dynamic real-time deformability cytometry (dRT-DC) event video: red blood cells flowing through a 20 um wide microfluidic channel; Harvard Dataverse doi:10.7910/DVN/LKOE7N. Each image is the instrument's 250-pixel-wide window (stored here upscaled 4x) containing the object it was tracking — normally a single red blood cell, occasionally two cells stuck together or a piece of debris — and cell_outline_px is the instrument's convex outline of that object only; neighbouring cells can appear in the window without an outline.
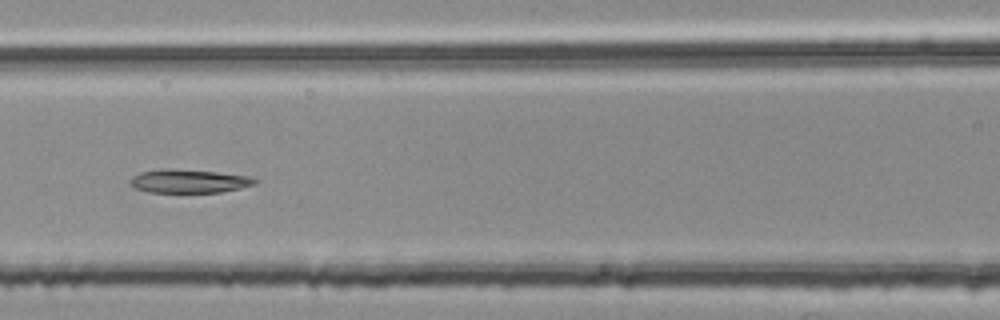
{"species": "common noctule bat (a hibernating species)", "species_latin": "Nyctalus noctula", "temperature_condition": "room temperature", "stored_images_in_passage": 52, "segment_of_instrument_passage": [2, 2], "camera_frame_rate_fps": 3000, "um_per_image_px": 0.085, "animal": {"sex": "female", "body_mass_g": 25.1}, "frame": {"image": 1, "passage_image": 23, "time_ms": 7.333, "image_size_px": [1000, 320], "cell_outline_px": [[260, 180], [256, 184], [240, 188], [220, 192], [148, 192], [136, 188], [128, 184], [128, 180], [132, 176], [140, 172], [216, 172], [248, 176]], "centroid_in_image_um": [16.12, 15.46], "position_along_channel_um": 150.5, "area_um2": 16.01}}
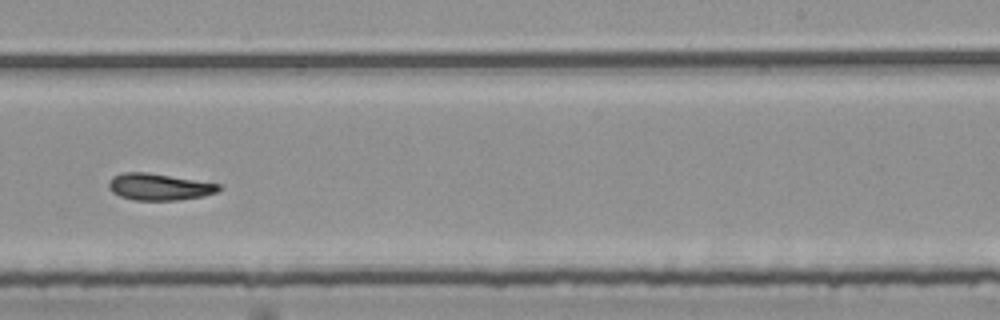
{"frame": {"image": 2, "passage_image": 33, "time_ms": 10.667, "image_size_px": [1000, 320], "cell_outline_px": [[224, 188], [216, 192], [204, 196], [176, 200], [136, 200], [120, 196], [112, 192], [108, 188], [108, 184], [112, 176], [124, 172], [144, 172], [220, 184]], "centroid_in_image_um": [13.52, 15.88], "position_along_channel_um": 275.5, "area_um2": 16.99}}
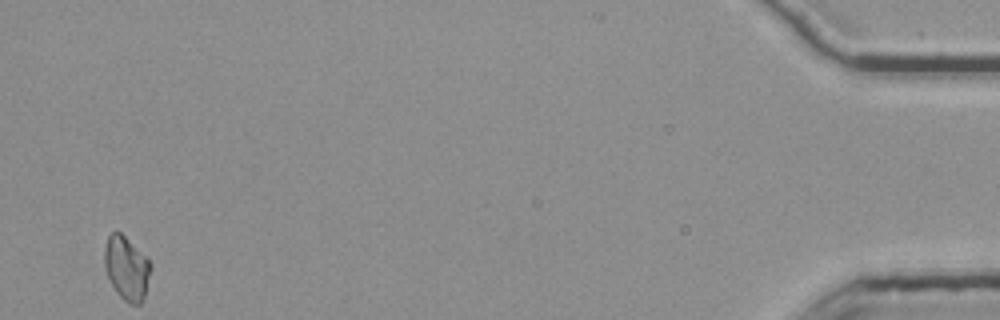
{"frame": {"image": 3, "passage_image": 52, "time_ms": 17.0, "image_size_px": [1000, 320], "cell_outline_px": [[152, 268], [144, 300], [140, 304], [128, 304], [116, 292], [104, 268], [104, 248], [108, 236], [112, 232], [120, 232], [152, 264]], "centroid_in_image_um": [10.76, 22.83], "position_along_channel_um": 424.4, "area_um2": 17.11}}